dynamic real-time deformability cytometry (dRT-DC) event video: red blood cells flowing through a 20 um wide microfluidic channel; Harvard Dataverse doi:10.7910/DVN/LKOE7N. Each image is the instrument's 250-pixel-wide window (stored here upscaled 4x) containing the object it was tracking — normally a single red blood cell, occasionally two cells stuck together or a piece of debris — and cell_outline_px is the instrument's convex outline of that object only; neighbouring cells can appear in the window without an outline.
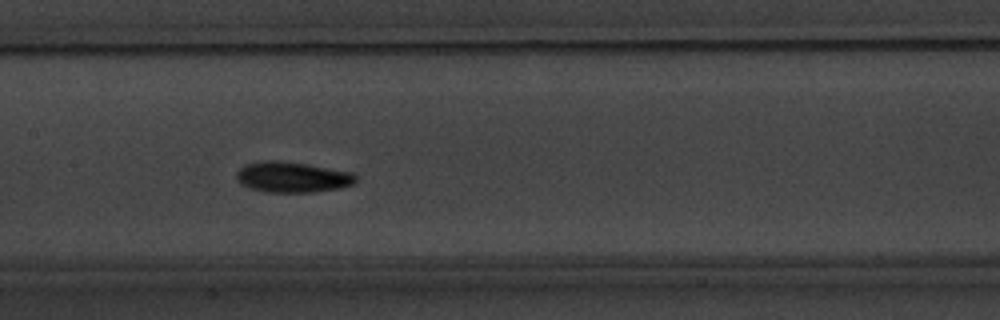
{"species": "common noctule bat (a hibernating species)", "species_latin": "Nyctalus noctula", "temperature_condition": "warm", "stored_images_in_passage": 9, "camera_frame_rate_fps": 3000, "um_per_image_px": 0.085, "animal": {"sex": "male", "body_mass_g": 20.1, "forearm_length_mm": 53.5}, "frame": {"image": 1, "passage_image": 7, "time_ms": 7.0, "image_size_px": [1000, 320], "cell_outline_px": [[356, 180], [352, 184], [340, 188], [316, 192], [268, 192], [248, 188], [240, 184], [236, 180], [236, 172], [244, 164], [260, 160], [280, 160], [308, 164], [352, 172], [356, 176]], "centroid_in_image_um": [24.8, 15.04], "position_along_channel_um": 182.6, "area_um2": 21.62}}
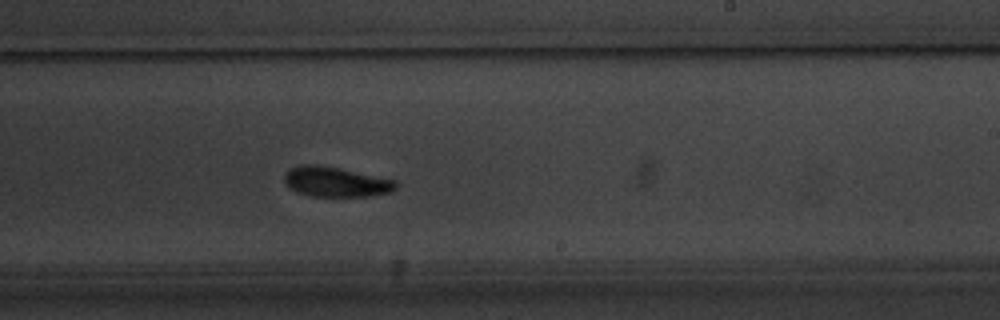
{"frame": {"image": 2, "passage_image": 9, "time_ms": 9.333, "image_size_px": [1000, 320], "cell_outline_px": [[396, 188], [392, 192], [368, 196], [312, 196], [288, 188], [284, 184], [284, 172], [288, 168], [300, 164], [316, 164], [340, 168], [396, 180]], "centroid_in_image_um": [28.49, 15.44], "position_along_channel_um": 260.5, "area_um2": 19.65}}